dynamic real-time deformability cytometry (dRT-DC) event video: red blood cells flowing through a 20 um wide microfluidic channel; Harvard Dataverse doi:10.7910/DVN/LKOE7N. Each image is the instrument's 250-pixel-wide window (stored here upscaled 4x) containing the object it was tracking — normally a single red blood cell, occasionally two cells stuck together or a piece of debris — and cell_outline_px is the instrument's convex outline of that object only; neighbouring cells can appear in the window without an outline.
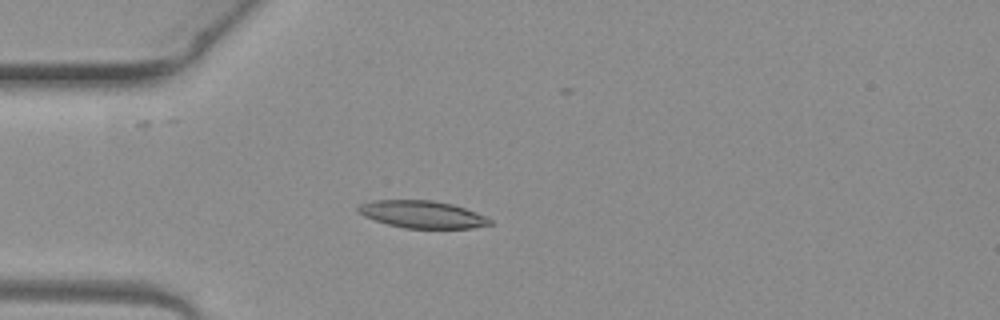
{"species": "common noctule bat (a hibernating species)", "species_latin": "Nyctalus noctula", "temperature_condition": "warm", "stored_images_in_passage": 5, "camera_frame_rate_fps": 3000, "um_per_image_px": 0.085, "animal": {"sex": "female", "body_mass_g": 19.3, "forearm_length_mm": 54.1}, "frame": {"image": 1, "passage_image": 3, "time_ms": 0.667, "image_size_px": [1000, 320], "cell_outline_px": [[492, 224], [472, 228], [404, 228], [388, 224], [364, 216], [356, 208], [360, 204], [372, 200], [432, 200], [452, 204], [476, 212], [492, 220]], "centroid_in_image_um": [35.89, 18.22], "position_along_channel_um": 49.1, "area_um2": 20.81}}